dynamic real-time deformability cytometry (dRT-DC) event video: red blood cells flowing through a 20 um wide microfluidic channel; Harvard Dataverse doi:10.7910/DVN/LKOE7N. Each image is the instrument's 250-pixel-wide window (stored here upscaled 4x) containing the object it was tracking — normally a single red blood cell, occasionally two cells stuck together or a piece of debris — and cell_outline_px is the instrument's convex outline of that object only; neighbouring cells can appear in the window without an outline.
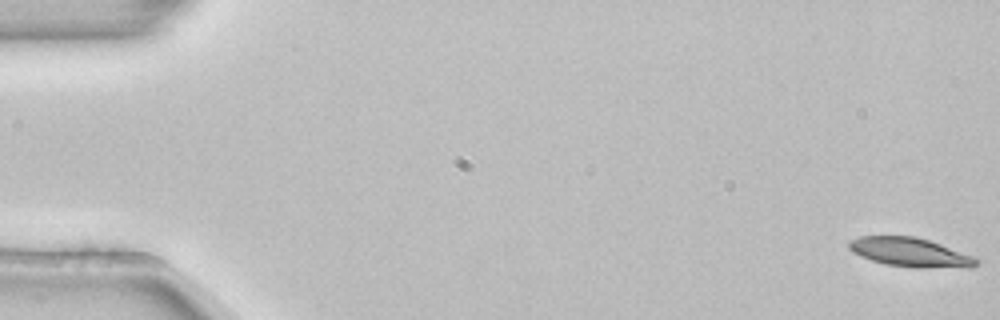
{"species": "common noctule bat (a hibernating species)", "species_latin": "Nyctalus noctula", "temperature_condition": "room temperature", "stored_images_in_passage": 55, "camera_frame_rate_fps": 3000, "um_per_image_px": 0.085, "animal": {"sex": "female", "body_mass_g": 22.7, "forearm_length_mm": 54.2}, "frame": {"image": 1, "passage_image": 1, "time_ms": 0.0, "image_size_px": [1000, 320], "cell_outline_px": [[980, 260], [972, 268], [920, 268], [884, 264], [860, 256], [852, 252], [848, 248], [848, 244], [852, 240], [860, 236], [916, 236], [940, 244], [972, 256]], "centroid_in_image_um": [77.37, 21.46], "position_along_channel_um": 7.6, "area_um2": 21.56}}
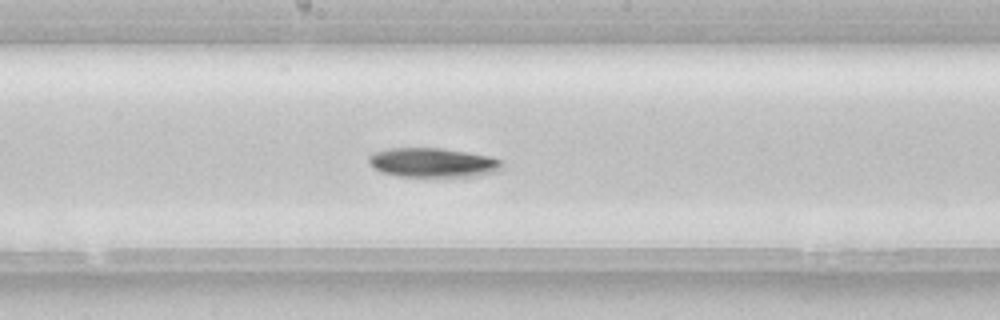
{"frame": {"image": 2, "passage_image": 29, "time_ms": 9.333, "image_size_px": [1000, 320], "cell_outline_px": [[500, 168], [496, 172], [476, 176], [400, 176], [380, 172], [372, 168], [368, 160], [368, 156], [376, 152], [388, 148], [440, 148], [488, 156], [500, 160]], "centroid_in_image_um": [36.72, 13.82], "position_along_channel_um": 211.5, "area_um2": 22.48}}
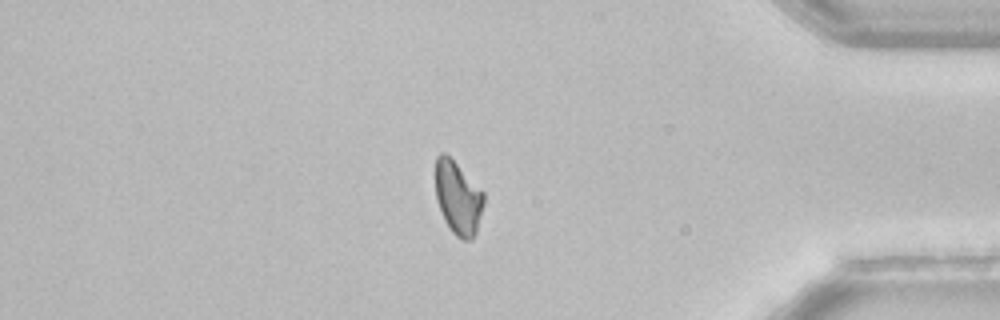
{"frame": {"image": 3, "passage_image": 46, "time_ms": 15.0, "image_size_px": [1000, 320], "cell_outline_px": [[484, 200], [476, 232], [472, 240], [460, 240], [452, 232], [444, 220], [436, 200], [436, 156], [440, 152], [444, 152], [484, 192]], "centroid_in_image_um": [38.92, 16.85], "position_along_channel_um": 396.3, "area_um2": 20.4}, "authors_computed_cell_mechanics": {"area_um2": 21.8484, "velocity_mm_per_s": 3.8387, "shape_relaxation_time_tau1_ms": 10.4114, "shape_relaxation_time_tau2_ms": null, "deformation_change_tau1": 0.1883, "deformation_change_tau2": null}}